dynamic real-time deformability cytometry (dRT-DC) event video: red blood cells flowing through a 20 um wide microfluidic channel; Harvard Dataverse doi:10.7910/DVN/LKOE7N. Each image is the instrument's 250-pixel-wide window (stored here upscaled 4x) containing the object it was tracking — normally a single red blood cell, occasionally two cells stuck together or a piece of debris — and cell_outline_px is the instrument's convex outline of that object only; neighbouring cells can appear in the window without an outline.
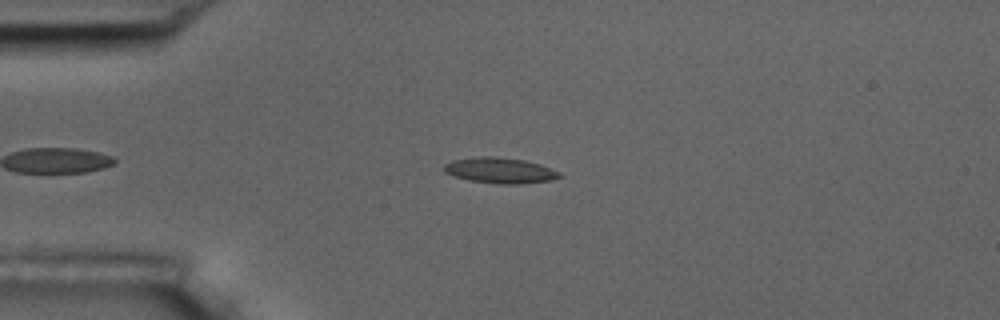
{"species": "common noctule bat (a hibernating species)", "species_latin": "Nyctalus noctula", "temperature_condition": "room temperature", "stored_images_in_passage": 42, "camera_frame_rate_fps": 3000, "um_per_image_px": 0.085, "animal": {"sex": "male", "body_mass_g": 17.5, "forearm_length_mm": 52.3}, "frame": {"image": 1, "passage_image": 4, "time_ms": 1.0, "image_size_px": [1000, 320], "cell_outline_px": [[564, 176], [552, 180], [520, 184], [500, 184], [468, 180], [452, 176], [444, 172], [444, 164], [452, 160], [480, 156], [496, 156], [524, 160], [540, 164], [560, 172]], "centroid_in_image_um": [42.5, 14.49], "position_along_channel_um": 42.5, "area_um2": 17.46}}
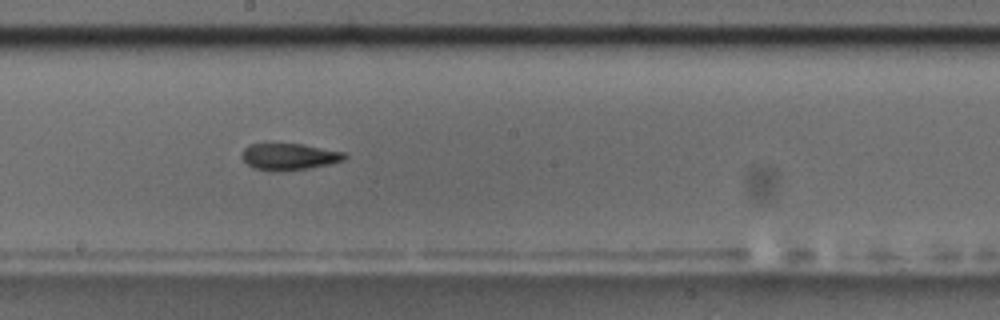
{"frame": {"image": 2, "passage_image": 21, "time_ms": 6.667, "image_size_px": [1000, 320], "cell_outline_px": [[348, 156], [344, 160], [328, 164], [308, 168], [280, 172], [272, 172], [252, 168], [240, 156], [244, 148], [248, 144], [304, 144], [344, 152]], "centroid_in_image_um": [24.55, 13.32], "position_along_channel_um": 223.7, "area_um2": 16.13}}
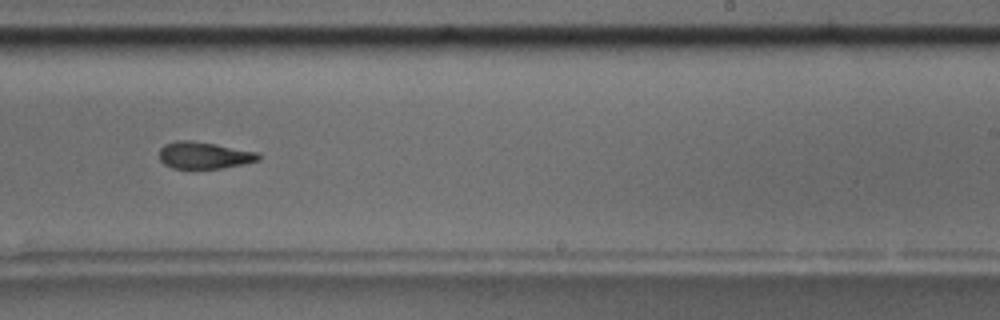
{"frame": {"image": 3, "passage_image": 25, "time_ms": 8.0, "image_size_px": [1000, 320], "cell_outline_px": [[260, 160], [244, 164], [220, 168], [172, 168], [164, 164], [160, 160], [160, 148], [164, 144], [176, 140], [192, 140], [216, 144], [260, 152]], "centroid_in_image_um": [17.36, 13.19], "position_along_channel_um": 271.6, "area_um2": 15.66}, "authors_computed_cell_mechanics": {"area_um2": 16.4441, "velocity_mm_per_s": 3.6021, "shape_relaxation_time_tau1_ms": null, "shape_relaxation_time_tau2_ms": 3.9375, "deformation_change_tau1": null, "deformation_change_tau2": 0.1137}}